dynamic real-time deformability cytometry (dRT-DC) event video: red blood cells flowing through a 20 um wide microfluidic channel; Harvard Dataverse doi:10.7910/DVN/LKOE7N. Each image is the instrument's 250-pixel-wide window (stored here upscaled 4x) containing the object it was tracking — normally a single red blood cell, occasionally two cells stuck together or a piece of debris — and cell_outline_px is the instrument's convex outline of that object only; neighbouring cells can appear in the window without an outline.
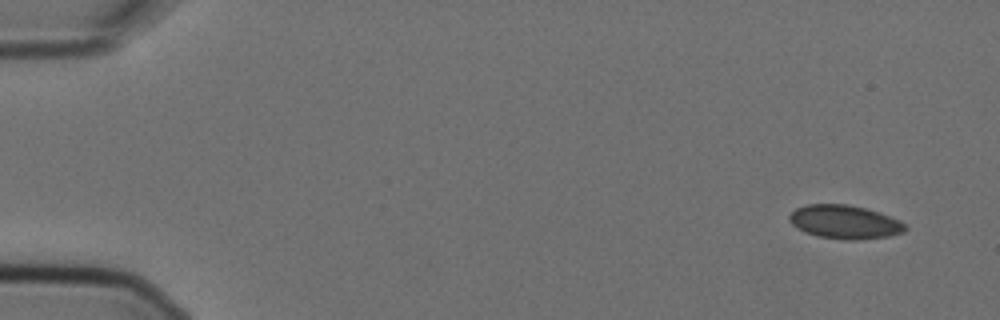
{"species": "Egyptian fruit bat (a non-hibernating species)", "species_latin": "Rousettus aegyptiacus", "temperature_condition": "cold", "stored_images_in_passage": 6, "segment_of_instrument_passage": [2, 2], "camera_frame_rate_fps": 3000, "um_per_image_px": 0.085, "animal": {"sex": "female"}, "frame": {"image": 1, "passage_image": 6, "time_ms": 1.667, "image_size_px": [1000, 320], "cell_outline_px": [[908, 228], [904, 232], [888, 236], [856, 240], [844, 240], [816, 236], [804, 232], [796, 228], [788, 220], [788, 216], [796, 208], [808, 204], [848, 204], [880, 212], [900, 220]], "centroid_in_image_um": [71.78, 18.87], "position_along_channel_um": 13.2, "area_um2": 22.89}}